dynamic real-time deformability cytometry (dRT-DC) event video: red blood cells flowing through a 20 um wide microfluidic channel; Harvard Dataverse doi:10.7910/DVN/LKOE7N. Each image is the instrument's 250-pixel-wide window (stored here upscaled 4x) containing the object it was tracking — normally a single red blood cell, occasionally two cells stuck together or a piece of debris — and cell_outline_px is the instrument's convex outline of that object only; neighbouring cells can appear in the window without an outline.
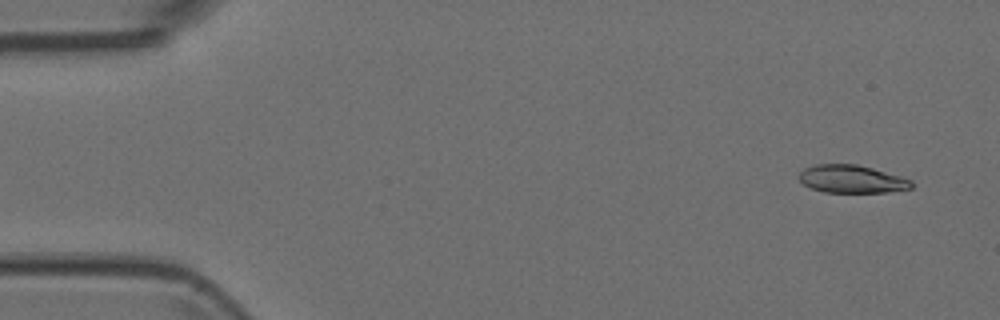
{"species": "Egyptian fruit bat (a non-hibernating species)", "species_latin": "Rousettus aegyptiacus", "temperature_condition": "room temperature", "stored_images_in_passage": 9, "camera_frame_rate_fps": 3000, "um_per_image_px": 0.085, "animal": {"sex": "female"}, "frame": {"image": 1, "passage_image": 1, "time_ms": 0.0, "image_size_px": [1000, 320], "cell_outline_px": [[912, 188], [888, 192], [824, 192], [812, 188], [804, 184], [796, 176], [804, 168], [816, 164], [856, 164], [872, 168], [900, 176], [912, 180]], "centroid_in_image_um": [72.38, 15.21], "position_along_channel_um": 12.6, "area_um2": 18.21}}
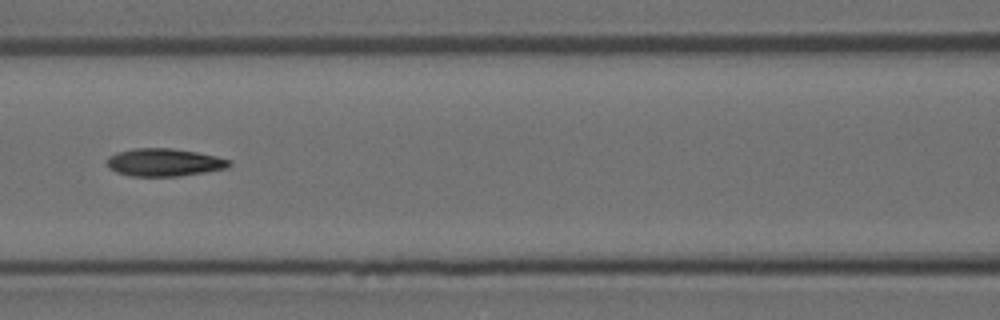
{"frame": {"image": 2, "passage_image": 6, "time_ms": 1.667, "image_size_px": [1000, 320], "cell_outline_px": [[232, 164], [228, 168], [180, 176], [132, 176], [116, 172], [108, 168], [108, 156], [116, 152], [132, 148], [172, 148], [196, 152], [216, 156], [232, 160]], "centroid_in_image_um": [13.96, 13.8], "position_along_channel_um": 152.6, "area_um2": 19.88}}
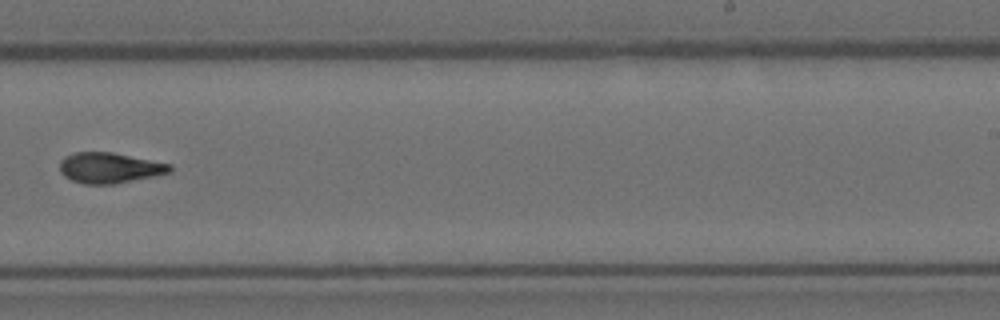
{"frame": {"image": 3, "passage_image": 9, "time_ms": 2.667, "image_size_px": [1000, 320], "cell_outline_px": [[172, 172], [156, 176], [116, 184], [84, 184], [72, 180], [64, 176], [60, 172], [60, 160], [64, 156], [76, 152], [112, 152], [172, 164]], "centroid_in_image_um": [9.33, 14.27], "position_along_channel_um": 279.7, "area_um2": 19.83}}